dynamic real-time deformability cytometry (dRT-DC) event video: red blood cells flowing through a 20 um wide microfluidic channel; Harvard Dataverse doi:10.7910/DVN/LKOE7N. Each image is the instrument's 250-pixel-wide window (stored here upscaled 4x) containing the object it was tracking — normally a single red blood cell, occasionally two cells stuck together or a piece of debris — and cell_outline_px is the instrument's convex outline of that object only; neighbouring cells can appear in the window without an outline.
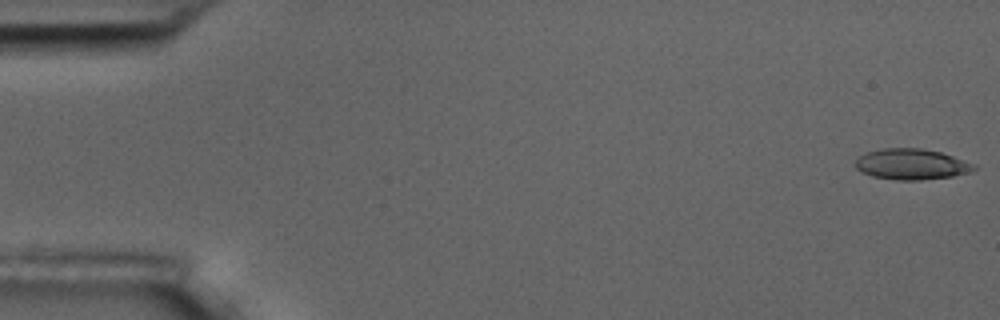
{"species": "common noctule bat (a hibernating species)", "species_latin": "Nyctalus noctula", "temperature_condition": "room temperature", "stored_images_in_passage": 15, "camera_frame_rate_fps": 3000, "um_per_image_px": 0.085, "animal": {"sex": "male", "body_mass_g": 17.5, "forearm_length_mm": 52.3}, "frame": {"image": 1, "passage_image": 1, "time_ms": 0.0, "image_size_px": [1000, 320], "cell_outline_px": [[976, 168], [972, 172], [952, 176], [920, 180], [896, 180], [872, 176], [860, 172], [852, 164], [860, 156], [868, 152], [880, 148], [920, 148], [940, 152], [976, 164]], "centroid_in_image_um": [77.46, 13.96], "position_along_channel_um": 7.5, "area_um2": 21.39}}
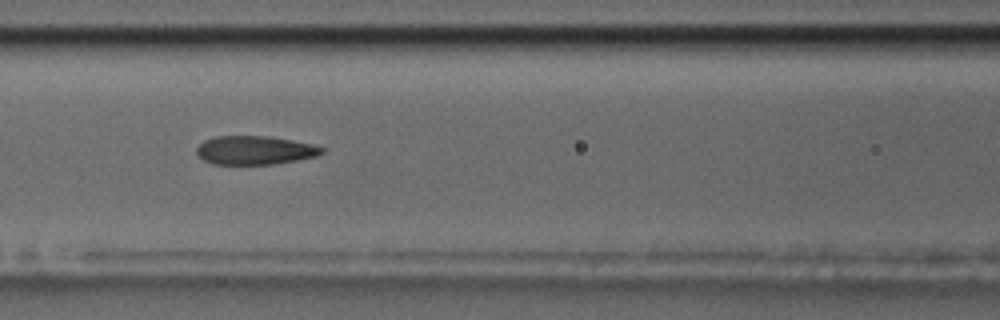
{"frame": {"image": 2, "passage_image": 7, "time_ms": 7.667, "image_size_px": [1000, 320], "cell_outline_px": [[324, 152], [316, 156], [276, 164], [212, 164], [204, 160], [196, 152], [196, 148], [204, 140], [216, 136], [264, 136], [292, 140], [312, 144], [324, 148]], "centroid_in_image_um": [21.65, 12.77], "position_along_channel_um": 144.9, "area_um2": 20.81}}
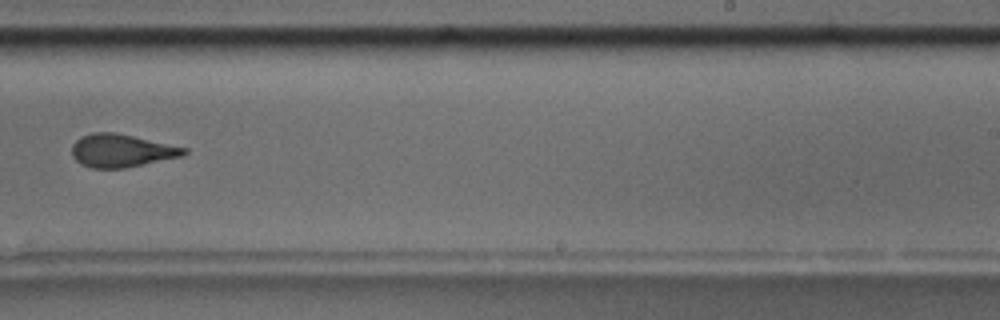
{"frame": {"image": 3, "passage_image": 10, "time_ms": 11.333, "image_size_px": [1000, 320], "cell_outline_px": [[188, 152], [184, 156], [124, 168], [92, 168], [76, 160], [72, 156], [72, 144], [80, 136], [92, 132], [112, 132], [132, 136], [188, 148]], "centroid_in_image_um": [10.33, 12.8], "position_along_channel_um": 278.7, "area_um2": 21.44}, "authors_computed_cell_mechanics": {"area_um2": 21.5594, "velocity_mm_per_s": 3.6591, "shape_relaxation_time_tau1_ms": 4.6003, "shape_relaxation_time_tau2_ms": null, "deformation_change_tau1": 0.1365, "deformation_change_tau2": null}}